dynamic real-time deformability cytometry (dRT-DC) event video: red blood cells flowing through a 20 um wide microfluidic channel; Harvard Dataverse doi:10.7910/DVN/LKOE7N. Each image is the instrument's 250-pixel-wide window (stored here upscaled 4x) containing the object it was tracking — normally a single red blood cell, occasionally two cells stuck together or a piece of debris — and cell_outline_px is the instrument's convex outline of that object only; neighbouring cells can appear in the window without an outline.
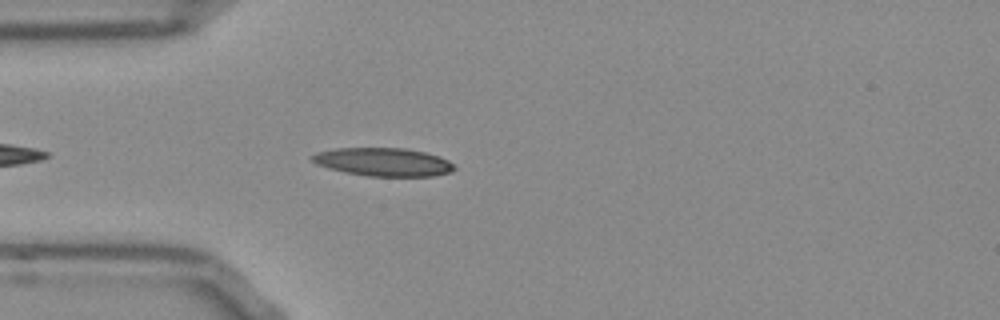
{"species": "Egyptian fruit bat (a non-hibernating species)", "species_latin": "Rousettus aegyptiacus", "temperature_condition": "room temperature", "stored_images_in_passage": 27, "camera_frame_rate_fps": 3000, "um_per_image_px": 0.085, "frame": {"image": 1, "passage_image": 4, "time_ms": 1.0, "image_size_px": [1000, 320], "cell_outline_px": [[456, 168], [448, 172], [432, 176], [368, 176], [328, 168], [316, 164], [308, 156], [316, 152], [336, 148], [404, 148], [424, 152], [440, 156], [448, 160]], "centroid_in_image_um": [32.55, 13.76], "position_along_channel_um": 52.5, "area_um2": 23.29}}
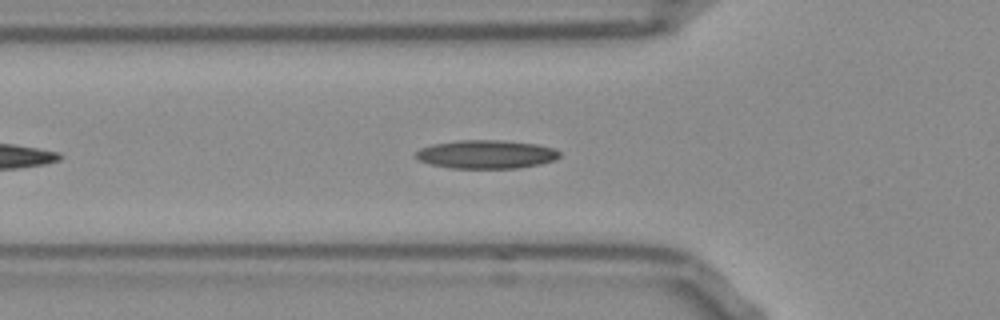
{"frame": {"image": 2, "passage_image": 7, "time_ms": 2.0, "image_size_px": [1000, 320], "cell_outline_px": [[560, 156], [556, 160], [540, 164], [520, 168], [452, 168], [432, 164], [420, 160], [416, 156], [416, 152], [420, 148], [432, 144], [460, 140], [500, 140], [536, 144], [552, 148], [560, 152]], "centroid_in_image_um": [41.36, 13.11], "position_along_channel_um": 84.4, "area_um2": 23.76}}
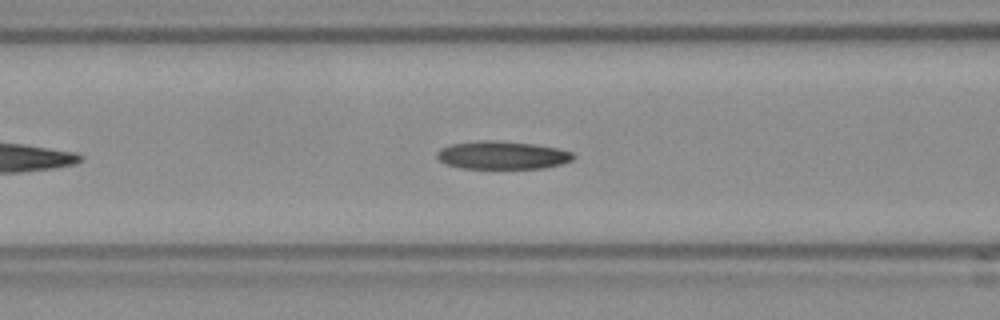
{"frame": {"image": 3, "passage_image": 10, "time_ms": 3.0, "image_size_px": [1000, 320], "cell_outline_px": [[576, 156], [572, 160], [560, 164], [540, 168], [460, 168], [448, 164], [440, 160], [436, 156], [436, 152], [440, 148], [452, 144], [476, 140], [496, 140], [532, 144], [556, 148], [572, 152]], "centroid_in_image_um": [42.66, 13.18], "position_along_channel_um": 123.9, "area_um2": 22.14}}